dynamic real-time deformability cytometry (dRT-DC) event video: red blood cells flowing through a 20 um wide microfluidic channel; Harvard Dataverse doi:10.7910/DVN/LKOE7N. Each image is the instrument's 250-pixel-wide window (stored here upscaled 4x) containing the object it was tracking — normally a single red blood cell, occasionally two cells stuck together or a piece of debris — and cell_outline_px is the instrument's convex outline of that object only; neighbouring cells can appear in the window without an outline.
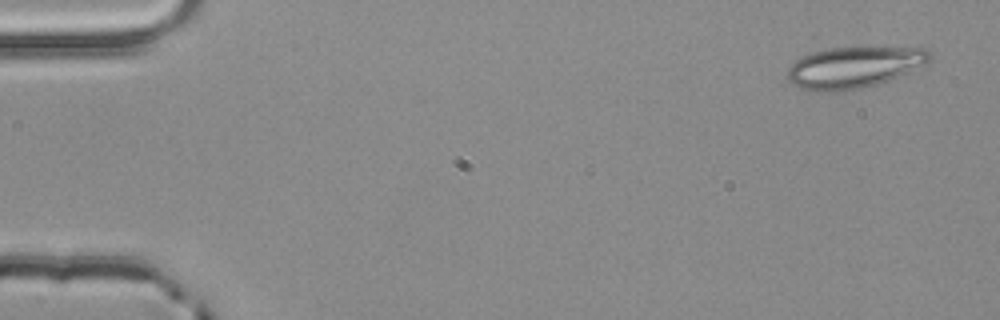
{"species": "common noctule bat (a hibernating species)", "species_latin": "Nyctalus noctula", "temperature_condition": "room temperature", "stored_images_in_passage": 3, "camera_frame_rate_fps": 3000, "um_per_image_px": 0.085, "animal": {"sex": "male", "body_mass_g": 20.4}, "frame": {"image": 1, "passage_image": 1, "time_ms": 0.0, "image_size_px": [1000, 320], "cell_outline_px": [[932, 56], [924, 64], [908, 72], [888, 80], [876, 84], [860, 88], [840, 92], [816, 92], [800, 88], [792, 84], [788, 80], [788, 68], [796, 60], [812, 52], [832, 48], [928, 48], [932, 52]], "centroid_in_image_um": [72.56, 5.74], "position_along_channel_um": 12.4, "area_um2": 33.93}}